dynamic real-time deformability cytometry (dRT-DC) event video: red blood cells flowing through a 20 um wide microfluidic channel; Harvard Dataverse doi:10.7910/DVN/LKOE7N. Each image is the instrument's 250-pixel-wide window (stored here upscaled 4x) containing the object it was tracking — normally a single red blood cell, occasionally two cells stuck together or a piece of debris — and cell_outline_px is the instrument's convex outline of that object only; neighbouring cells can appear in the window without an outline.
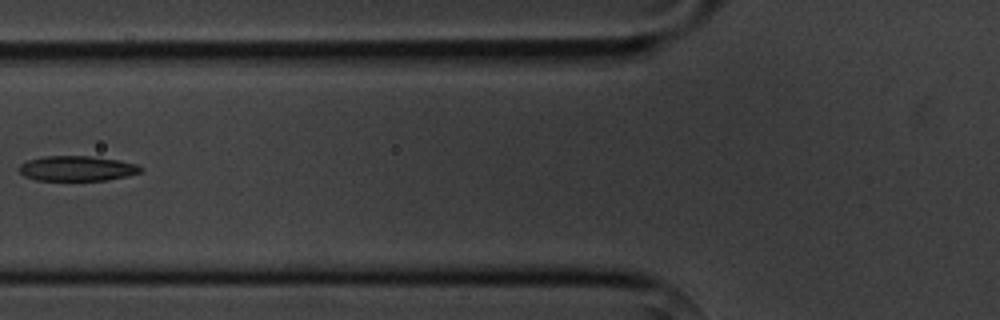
{"species": "common noctule bat (a hibernating species)", "species_latin": "Nyctalus noctula", "temperature_condition": "cold", "stored_images_in_passage": 5, "camera_frame_rate_fps": 3000, "um_per_image_px": 0.085, "animal": {"sex": "male", "body_mass_g": 20.1, "forearm_length_mm": 53.5}, "frame": {"image": 1, "passage_image": 4, "time_ms": 4.667, "image_size_px": [1000, 320], "cell_outline_px": [[144, 168], [140, 172], [128, 176], [108, 180], [36, 180], [24, 176], [16, 168], [20, 164], [28, 160], [44, 156], [88, 156], [120, 160], [136, 164]], "centroid_in_image_um": [6.54, 14.32], "position_along_channel_um": 119.3, "area_um2": 17.86}}
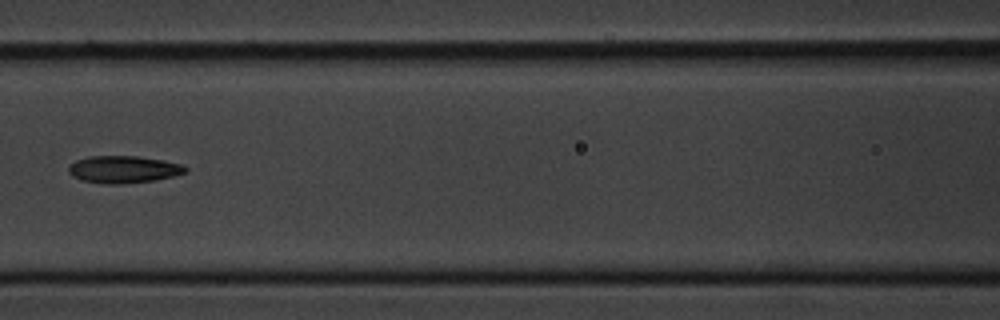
{"frame": {"image": 2, "passage_image": 5, "time_ms": 5.667, "image_size_px": [1000, 320], "cell_outline_px": [[188, 172], [156, 180], [116, 184], [104, 184], [80, 180], [72, 176], [68, 172], [68, 168], [76, 160], [88, 156], [136, 156], [164, 160], [180, 164], [188, 168]], "centroid_in_image_um": [10.49, 14.4], "position_along_channel_um": 156.1, "area_um2": 18.55}}